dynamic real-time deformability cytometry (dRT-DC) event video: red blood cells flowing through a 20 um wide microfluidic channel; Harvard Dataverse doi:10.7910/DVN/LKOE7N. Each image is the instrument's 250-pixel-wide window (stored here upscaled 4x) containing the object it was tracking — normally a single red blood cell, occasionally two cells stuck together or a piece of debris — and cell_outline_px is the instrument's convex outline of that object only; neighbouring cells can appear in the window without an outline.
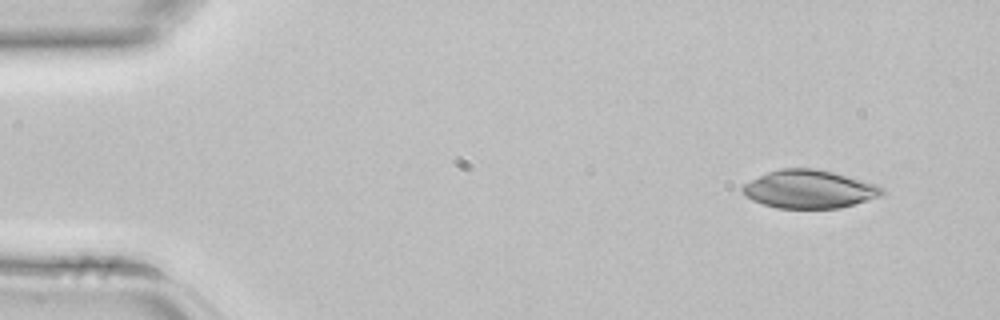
{"species": "common noctule bat (a hibernating species)", "species_latin": "Nyctalus noctula", "temperature_condition": "room temperature", "stored_images_in_passage": 3, "camera_frame_rate_fps": 3000, "um_per_image_px": 0.085, "animal": {"sex": "female", "body_mass_g": 22.7, "forearm_length_mm": 54.2}, "frame": {"image": 1, "passage_image": 1, "time_ms": 0.0, "image_size_px": [1000, 320], "cell_outline_px": [[884, 192], [880, 196], [868, 200], [840, 208], [776, 208], [752, 200], [740, 188], [744, 184], [768, 172], [780, 168], [816, 168], [832, 172], [876, 184], [884, 188]], "centroid_in_image_um": [68.8, 16.08], "position_along_channel_um": 16.2, "area_um2": 30.75}}
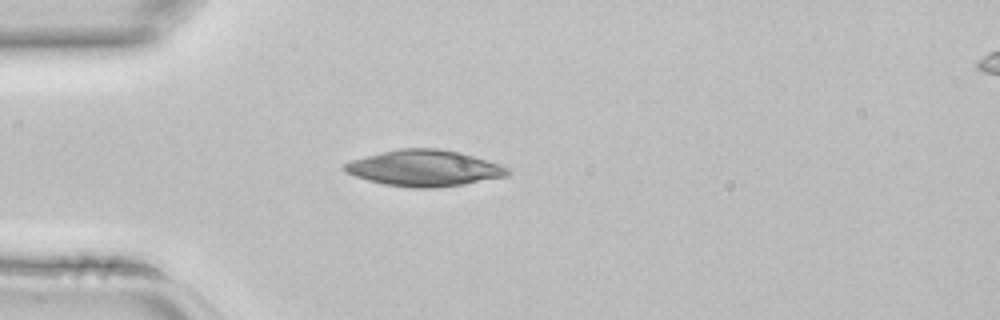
{"frame": {"image": 2, "passage_image": 3, "time_ms": 0.667, "image_size_px": [1000, 320], "cell_outline_px": [[512, 172], [508, 176], [464, 184], [436, 188], [416, 188], [384, 184], [368, 180], [356, 176], [348, 172], [344, 168], [344, 164], [352, 160], [400, 148], [436, 148], [460, 152], [500, 164], [512, 168]], "centroid_in_image_um": [36.16, 14.3], "position_along_channel_um": 48.8, "area_um2": 34.16}}